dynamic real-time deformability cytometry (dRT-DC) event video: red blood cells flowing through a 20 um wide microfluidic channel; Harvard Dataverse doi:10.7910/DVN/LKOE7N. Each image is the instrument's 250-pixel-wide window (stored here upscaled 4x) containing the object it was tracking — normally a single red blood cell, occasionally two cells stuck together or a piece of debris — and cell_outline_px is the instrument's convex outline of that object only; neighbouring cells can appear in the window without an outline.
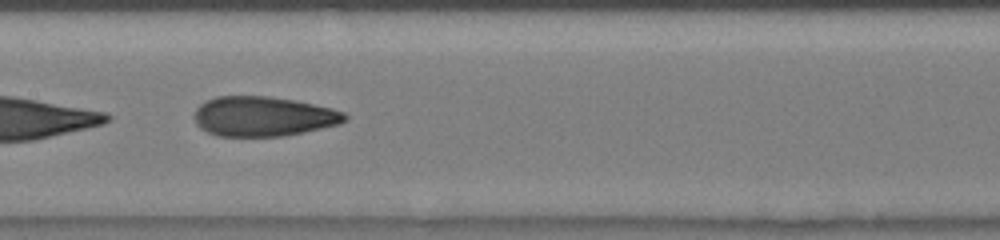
{"species": "human", "species_latin": "Homo sapiens", "temperature_condition": "room temperature", "stored_images_in_passage": 16, "segment_of_instrument_passage": [2, 2], "camera_frame_rate_fps": 3000, "um_per_image_px": 0.085, "donor": {"sex": "male"}, "frame": {"image": 1, "passage_image": 15, "time_ms": 10.333, "image_size_px": [1000, 240], "cell_outline_px": [[348, 120], [340, 124], [304, 132], [280, 136], [220, 136], [208, 132], [200, 128], [196, 124], [196, 108], [200, 104], [216, 96], [268, 96], [296, 100], [332, 108], [344, 112], [348, 116]], "centroid_in_image_um": [22.42, 9.89], "position_along_channel_um": 185.0, "area_um2": 34.91}}